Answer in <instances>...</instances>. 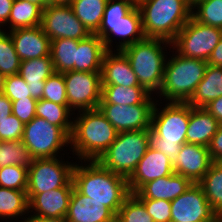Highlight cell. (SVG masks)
Wrapping results in <instances>:
<instances>
[{
	"mask_svg": "<svg viewBox=\"0 0 222 222\" xmlns=\"http://www.w3.org/2000/svg\"><path fill=\"white\" fill-rule=\"evenodd\" d=\"M84 162L87 163H84L85 166L83 163L74 164L72 171L74 187L81 194L101 202L117 215L131 194L127 179L106 169L98 161Z\"/></svg>",
	"mask_w": 222,
	"mask_h": 222,
	"instance_id": "6da1fadb",
	"label": "cell"
},
{
	"mask_svg": "<svg viewBox=\"0 0 222 222\" xmlns=\"http://www.w3.org/2000/svg\"><path fill=\"white\" fill-rule=\"evenodd\" d=\"M72 118L73 129L70 136L72 152L83 161H97L115 141L118 131L99 109L81 110ZM83 160V161H82Z\"/></svg>",
	"mask_w": 222,
	"mask_h": 222,
	"instance_id": "7a4b0ae2",
	"label": "cell"
},
{
	"mask_svg": "<svg viewBox=\"0 0 222 222\" xmlns=\"http://www.w3.org/2000/svg\"><path fill=\"white\" fill-rule=\"evenodd\" d=\"M152 112L150 147L163 152L171 164L186 143V132L190 117L187 102H168L163 109L157 108V100Z\"/></svg>",
	"mask_w": 222,
	"mask_h": 222,
	"instance_id": "3957f363",
	"label": "cell"
},
{
	"mask_svg": "<svg viewBox=\"0 0 222 222\" xmlns=\"http://www.w3.org/2000/svg\"><path fill=\"white\" fill-rule=\"evenodd\" d=\"M137 7L147 38L172 42L192 17V5L188 0H143Z\"/></svg>",
	"mask_w": 222,
	"mask_h": 222,
	"instance_id": "277c9868",
	"label": "cell"
},
{
	"mask_svg": "<svg viewBox=\"0 0 222 222\" xmlns=\"http://www.w3.org/2000/svg\"><path fill=\"white\" fill-rule=\"evenodd\" d=\"M104 43L106 50H112L113 35L121 37L116 51L145 38L140 11L128 0H108L99 29L94 33ZM123 40V42H122Z\"/></svg>",
	"mask_w": 222,
	"mask_h": 222,
	"instance_id": "5b68a950",
	"label": "cell"
},
{
	"mask_svg": "<svg viewBox=\"0 0 222 222\" xmlns=\"http://www.w3.org/2000/svg\"><path fill=\"white\" fill-rule=\"evenodd\" d=\"M163 45L172 46L164 39L145 37L121 50L128 58L140 86L152 94L157 91L158 94L163 84L167 61L163 51L166 46Z\"/></svg>",
	"mask_w": 222,
	"mask_h": 222,
	"instance_id": "8992f818",
	"label": "cell"
},
{
	"mask_svg": "<svg viewBox=\"0 0 222 222\" xmlns=\"http://www.w3.org/2000/svg\"><path fill=\"white\" fill-rule=\"evenodd\" d=\"M176 54L166 61L159 96L169 102H188L203 79L208 63Z\"/></svg>",
	"mask_w": 222,
	"mask_h": 222,
	"instance_id": "52a82bcc",
	"label": "cell"
},
{
	"mask_svg": "<svg viewBox=\"0 0 222 222\" xmlns=\"http://www.w3.org/2000/svg\"><path fill=\"white\" fill-rule=\"evenodd\" d=\"M149 129L119 132L97 160L103 167L128 179L150 146Z\"/></svg>",
	"mask_w": 222,
	"mask_h": 222,
	"instance_id": "ba28073f",
	"label": "cell"
},
{
	"mask_svg": "<svg viewBox=\"0 0 222 222\" xmlns=\"http://www.w3.org/2000/svg\"><path fill=\"white\" fill-rule=\"evenodd\" d=\"M222 38V29L202 24L193 17L171 42L173 50L187 58L207 61Z\"/></svg>",
	"mask_w": 222,
	"mask_h": 222,
	"instance_id": "9c48e42d",
	"label": "cell"
},
{
	"mask_svg": "<svg viewBox=\"0 0 222 222\" xmlns=\"http://www.w3.org/2000/svg\"><path fill=\"white\" fill-rule=\"evenodd\" d=\"M21 141L34 159H43L58 157L59 150H63L64 145L69 146L70 137L60 127L35 116L24 124Z\"/></svg>",
	"mask_w": 222,
	"mask_h": 222,
	"instance_id": "30bf717a",
	"label": "cell"
},
{
	"mask_svg": "<svg viewBox=\"0 0 222 222\" xmlns=\"http://www.w3.org/2000/svg\"><path fill=\"white\" fill-rule=\"evenodd\" d=\"M75 163L62 158L34 159L28 167L26 193H42L64 187L72 179Z\"/></svg>",
	"mask_w": 222,
	"mask_h": 222,
	"instance_id": "8fae6325",
	"label": "cell"
},
{
	"mask_svg": "<svg viewBox=\"0 0 222 222\" xmlns=\"http://www.w3.org/2000/svg\"><path fill=\"white\" fill-rule=\"evenodd\" d=\"M68 107L72 111L98 109L101 101V73L67 71L63 73Z\"/></svg>",
	"mask_w": 222,
	"mask_h": 222,
	"instance_id": "7c38bea8",
	"label": "cell"
},
{
	"mask_svg": "<svg viewBox=\"0 0 222 222\" xmlns=\"http://www.w3.org/2000/svg\"><path fill=\"white\" fill-rule=\"evenodd\" d=\"M41 26L51 41L59 38L83 40L91 35L70 5L50 4L43 9Z\"/></svg>",
	"mask_w": 222,
	"mask_h": 222,
	"instance_id": "4fadbf2b",
	"label": "cell"
},
{
	"mask_svg": "<svg viewBox=\"0 0 222 222\" xmlns=\"http://www.w3.org/2000/svg\"><path fill=\"white\" fill-rule=\"evenodd\" d=\"M202 188L192 186L171 201V222H219Z\"/></svg>",
	"mask_w": 222,
	"mask_h": 222,
	"instance_id": "5bb4252c",
	"label": "cell"
},
{
	"mask_svg": "<svg viewBox=\"0 0 222 222\" xmlns=\"http://www.w3.org/2000/svg\"><path fill=\"white\" fill-rule=\"evenodd\" d=\"M155 104H99L98 109L118 132L151 128Z\"/></svg>",
	"mask_w": 222,
	"mask_h": 222,
	"instance_id": "9a60e30c",
	"label": "cell"
},
{
	"mask_svg": "<svg viewBox=\"0 0 222 222\" xmlns=\"http://www.w3.org/2000/svg\"><path fill=\"white\" fill-rule=\"evenodd\" d=\"M73 188L74 183L71 179L62 188L42 193H27L29 200V213L30 209L31 212L35 211L34 214L30 216L65 218Z\"/></svg>",
	"mask_w": 222,
	"mask_h": 222,
	"instance_id": "2e32d148",
	"label": "cell"
},
{
	"mask_svg": "<svg viewBox=\"0 0 222 222\" xmlns=\"http://www.w3.org/2000/svg\"><path fill=\"white\" fill-rule=\"evenodd\" d=\"M174 173L173 164L163 152L148 147L145 155L127 179L131 193L137 192L144 184Z\"/></svg>",
	"mask_w": 222,
	"mask_h": 222,
	"instance_id": "e0dca14e",
	"label": "cell"
},
{
	"mask_svg": "<svg viewBox=\"0 0 222 222\" xmlns=\"http://www.w3.org/2000/svg\"><path fill=\"white\" fill-rule=\"evenodd\" d=\"M213 159L206 146L184 143L173 164L174 173L198 183L207 173Z\"/></svg>",
	"mask_w": 222,
	"mask_h": 222,
	"instance_id": "ac0fdd59",
	"label": "cell"
},
{
	"mask_svg": "<svg viewBox=\"0 0 222 222\" xmlns=\"http://www.w3.org/2000/svg\"><path fill=\"white\" fill-rule=\"evenodd\" d=\"M15 51L21 61L50 55L51 39L41 25L9 31Z\"/></svg>",
	"mask_w": 222,
	"mask_h": 222,
	"instance_id": "d6986e66",
	"label": "cell"
},
{
	"mask_svg": "<svg viewBox=\"0 0 222 222\" xmlns=\"http://www.w3.org/2000/svg\"><path fill=\"white\" fill-rule=\"evenodd\" d=\"M65 220L67 222H115L116 215L101 202L81 194L74 187Z\"/></svg>",
	"mask_w": 222,
	"mask_h": 222,
	"instance_id": "ffe728a7",
	"label": "cell"
},
{
	"mask_svg": "<svg viewBox=\"0 0 222 222\" xmlns=\"http://www.w3.org/2000/svg\"><path fill=\"white\" fill-rule=\"evenodd\" d=\"M107 50L101 67V85L142 87L126 55L121 51Z\"/></svg>",
	"mask_w": 222,
	"mask_h": 222,
	"instance_id": "44dd1931",
	"label": "cell"
},
{
	"mask_svg": "<svg viewBox=\"0 0 222 222\" xmlns=\"http://www.w3.org/2000/svg\"><path fill=\"white\" fill-rule=\"evenodd\" d=\"M193 182L182 175L173 173L144 184L133 193L138 199L169 200L176 199L192 186Z\"/></svg>",
	"mask_w": 222,
	"mask_h": 222,
	"instance_id": "7402d4cb",
	"label": "cell"
},
{
	"mask_svg": "<svg viewBox=\"0 0 222 222\" xmlns=\"http://www.w3.org/2000/svg\"><path fill=\"white\" fill-rule=\"evenodd\" d=\"M55 72L51 56L21 61L19 75L27 83L31 97L42 99L44 84Z\"/></svg>",
	"mask_w": 222,
	"mask_h": 222,
	"instance_id": "603a6c76",
	"label": "cell"
},
{
	"mask_svg": "<svg viewBox=\"0 0 222 222\" xmlns=\"http://www.w3.org/2000/svg\"><path fill=\"white\" fill-rule=\"evenodd\" d=\"M219 127L220 123L207 110L190 105L186 143L208 147Z\"/></svg>",
	"mask_w": 222,
	"mask_h": 222,
	"instance_id": "cb8c5ba5",
	"label": "cell"
},
{
	"mask_svg": "<svg viewBox=\"0 0 222 222\" xmlns=\"http://www.w3.org/2000/svg\"><path fill=\"white\" fill-rule=\"evenodd\" d=\"M106 51L103 40L96 34L78 40L75 71L101 73L102 60Z\"/></svg>",
	"mask_w": 222,
	"mask_h": 222,
	"instance_id": "d4e9b609",
	"label": "cell"
},
{
	"mask_svg": "<svg viewBox=\"0 0 222 222\" xmlns=\"http://www.w3.org/2000/svg\"><path fill=\"white\" fill-rule=\"evenodd\" d=\"M222 96V67L207 65L203 79L187 102L194 108H204Z\"/></svg>",
	"mask_w": 222,
	"mask_h": 222,
	"instance_id": "484cf974",
	"label": "cell"
},
{
	"mask_svg": "<svg viewBox=\"0 0 222 222\" xmlns=\"http://www.w3.org/2000/svg\"><path fill=\"white\" fill-rule=\"evenodd\" d=\"M144 87H124L119 85H102L101 101L99 104H155Z\"/></svg>",
	"mask_w": 222,
	"mask_h": 222,
	"instance_id": "4316f807",
	"label": "cell"
},
{
	"mask_svg": "<svg viewBox=\"0 0 222 222\" xmlns=\"http://www.w3.org/2000/svg\"><path fill=\"white\" fill-rule=\"evenodd\" d=\"M43 9L27 0H14L8 19L9 31L41 25Z\"/></svg>",
	"mask_w": 222,
	"mask_h": 222,
	"instance_id": "83f0119b",
	"label": "cell"
},
{
	"mask_svg": "<svg viewBox=\"0 0 222 222\" xmlns=\"http://www.w3.org/2000/svg\"><path fill=\"white\" fill-rule=\"evenodd\" d=\"M70 112L73 113L68 105H60L45 99H39L36 103V116L60 127L69 137L73 129V121L70 119L73 114Z\"/></svg>",
	"mask_w": 222,
	"mask_h": 222,
	"instance_id": "f1b7e54d",
	"label": "cell"
},
{
	"mask_svg": "<svg viewBox=\"0 0 222 222\" xmlns=\"http://www.w3.org/2000/svg\"><path fill=\"white\" fill-rule=\"evenodd\" d=\"M108 0H74L70 6L86 29L94 34L100 27Z\"/></svg>",
	"mask_w": 222,
	"mask_h": 222,
	"instance_id": "f546056e",
	"label": "cell"
},
{
	"mask_svg": "<svg viewBox=\"0 0 222 222\" xmlns=\"http://www.w3.org/2000/svg\"><path fill=\"white\" fill-rule=\"evenodd\" d=\"M78 40L59 38L51 41L50 56L55 72L75 71Z\"/></svg>",
	"mask_w": 222,
	"mask_h": 222,
	"instance_id": "4dcf8cb0",
	"label": "cell"
},
{
	"mask_svg": "<svg viewBox=\"0 0 222 222\" xmlns=\"http://www.w3.org/2000/svg\"><path fill=\"white\" fill-rule=\"evenodd\" d=\"M197 184L202 188L213 211L222 219V166L213 162Z\"/></svg>",
	"mask_w": 222,
	"mask_h": 222,
	"instance_id": "1f68e13d",
	"label": "cell"
},
{
	"mask_svg": "<svg viewBox=\"0 0 222 222\" xmlns=\"http://www.w3.org/2000/svg\"><path fill=\"white\" fill-rule=\"evenodd\" d=\"M29 213L26 191L0 187V218L16 219Z\"/></svg>",
	"mask_w": 222,
	"mask_h": 222,
	"instance_id": "d6a6232c",
	"label": "cell"
},
{
	"mask_svg": "<svg viewBox=\"0 0 222 222\" xmlns=\"http://www.w3.org/2000/svg\"><path fill=\"white\" fill-rule=\"evenodd\" d=\"M33 160L30 151L21 140L0 142V169L10 165L29 167Z\"/></svg>",
	"mask_w": 222,
	"mask_h": 222,
	"instance_id": "836d02e7",
	"label": "cell"
},
{
	"mask_svg": "<svg viewBox=\"0 0 222 222\" xmlns=\"http://www.w3.org/2000/svg\"><path fill=\"white\" fill-rule=\"evenodd\" d=\"M192 17L202 24L222 29V0L197 1L192 6Z\"/></svg>",
	"mask_w": 222,
	"mask_h": 222,
	"instance_id": "e575fe53",
	"label": "cell"
},
{
	"mask_svg": "<svg viewBox=\"0 0 222 222\" xmlns=\"http://www.w3.org/2000/svg\"><path fill=\"white\" fill-rule=\"evenodd\" d=\"M20 63L10 33L0 29V73L5 77L19 74Z\"/></svg>",
	"mask_w": 222,
	"mask_h": 222,
	"instance_id": "d590c367",
	"label": "cell"
},
{
	"mask_svg": "<svg viewBox=\"0 0 222 222\" xmlns=\"http://www.w3.org/2000/svg\"><path fill=\"white\" fill-rule=\"evenodd\" d=\"M116 222H154L144 204L131 193L116 215Z\"/></svg>",
	"mask_w": 222,
	"mask_h": 222,
	"instance_id": "8d00e7d4",
	"label": "cell"
},
{
	"mask_svg": "<svg viewBox=\"0 0 222 222\" xmlns=\"http://www.w3.org/2000/svg\"><path fill=\"white\" fill-rule=\"evenodd\" d=\"M28 167L10 165L0 169V187L27 191Z\"/></svg>",
	"mask_w": 222,
	"mask_h": 222,
	"instance_id": "74e56055",
	"label": "cell"
},
{
	"mask_svg": "<svg viewBox=\"0 0 222 222\" xmlns=\"http://www.w3.org/2000/svg\"><path fill=\"white\" fill-rule=\"evenodd\" d=\"M42 99L60 105H68L63 73L54 72L44 84Z\"/></svg>",
	"mask_w": 222,
	"mask_h": 222,
	"instance_id": "f35d334b",
	"label": "cell"
},
{
	"mask_svg": "<svg viewBox=\"0 0 222 222\" xmlns=\"http://www.w3.org/2000/svg\"><path fill=\"white\" fill-rule=\"evenodd\" d=\"M3 94L6 95L11 101L35 99L31 97L30 89L27 83L19 74L5 77Z\"/></svg>",
	"mask_w": 222,
	"mask_h": 222,
	"instance_id": "ab89813d",
	"label": "cell"
},
{
	"mask_svg": "<svg viewBox=\"0 0 222 222\" xmlns=\"http://www.w3.org/2000/svg\"><path fill=\"white\" fill-rule=\"evenodd\" d=\"M154 222H171V201L139 199Z\"/></svg>",
	"mask_w": 222,
	"mask_h": 222,
	"instance_id": "60d3db41",
	"label": "cell"
},
{
	"mask_svg": "<svg viewBox=\"0 0 222 222\" xmlns=\"http://www.w3.org/2000/svg\"><path fill=\"white\" fill-rule=\"evenodd\" d=\"M24 124L11 114L0 122V141H20L23 136Z\"/></svg>",
	"mask_w": 222,
	"mask_h": 222,
	"instance_id": "b9f144b4",
	"label": "cell"
},
{
	"mask_svg": "<svg viewBox=\"0 0 222 222\" xmlns=\"http://www.w3.org/2000/svg\"><path fill=\"white\" fill-rule=\"evenodd\" d=\"M37 99H21L12 101V114L23 124L29 123L36 116Z\"/></svg>",
	"mask_w": 222,
	"mask_h": 222,
	"instance_id": "7bdbcfd3",
	"label": "cell"
},
{
	"mask_svg": "<svg viewBox=\"0 0 222 222\" xmlns=\"http://www.w3.org/2000/svg\"><path fill=\"white\" fill-rule=\"evenodd\" d=\"M209 153L215 161L222 154V129L219 127L208 145Z\"/></svg>",
	"mask_w": 222,
	"mask_h": 222,
	"instance_id": "ee69618b",
	"label": "cell"
},
{
	"mask_svg": "<svg viewBox=\"0 0 222 222\" xmlns=\"http://www.w3.org/2000/svg\"><path fill=\"white\" fill-rule=\"evenodd\" d=\"M219 123L222 122V96L211 101L204 107Z\"/></svg>",
	"mask_w": 222,
	"mask_h": 222,
	"instance_id": "f6af8a7d",
	"label": "cell"
},
{
	"mask_svg": "<svg viewBox=\"0 0 222 222\" xmlns=\"http://www.w3.org/2000/svg\"><path fill=\"white\" fill-rule=\"evenodd\" d=\"M12 101L3 93L0 94V122L12 114Z\"/></svg>",
	"mask_w": 222,
	"mask_h": 222,
	"instance_id": "bcb514c9",
	"label": "cell"
},
{
	"mask_svg": "<svg viewBox=\"0 0 222 222\" xmlns=\"http://www.w3.org/2000/svg\"><path fill=\"white\" fill-rule=\"evenodd\" d=\"M13 1L14 0H0V27L6 26L8 23Z\"/></svg>",
	"mask_w": 222,
	"mask_h": 222,
	"instance_id": "7dc6e473",
	"label": "cell"
},
{
	"mask_svg": "<svg viewBox=\"0 0 222 222\" xmlns=\"http://www.w3.org/2000/svg\"><path fill=\"white\" fill-rule=\"evenodd\" d=\"M207 63L212 66L222 67V38L213 49Z\"/></svg>",
	"mask_w": 222,
	"mask_h": 222,
	"instance_id": "c3c4849f",
	"label": "cell"
},
{
	"mask_svg": "<svg viewBox=\"0 0 222 222\" xmlns=\"http://www.w3.org/2000/svg\"><path fill=\"white\" fill-rule=\"evenodd\" d=\"M22 220L21 222H67L65 218H45L38 216H29L27 219Z\"/></svg>",
	"mask_w": 222,
	"mask_h": 222,
	"instance_id": "681fc988",
	"label": "cell"
},
{
	"mask_svg": "<svg viewBox=\"0 0 222 222\" xmlns=\"http://www.w3.org/2000/svg\"><path fill=\"white\" fill-rule=\"evenodd\" d=\"M27 1L37 4L42 9H45L50 5V0H27Z\"/></svg>",
	"mask_w": 222,
	"mask_h": 222,
	"instance_id": "f907efd6",
	"label": "cell"
},
{
	"mask_svg": "<svg viewBox=\"0 0 222 222\" xmlns=\"http://www.w3.org/2000/svg\"><path fill=\"white\" fill-rule=\"evenodd\" d=\"M74 0H50L53 5H70Z\"/></svg>",
	"mask_w": 222,
	"mask_h": 222,
	"instance_id": "816d5d0a",
	"label": "cell"
},
{
	"mask_svg": "<svg viewBox=\"0 0 222 222\" xmlns=\"http://www.w3.org/2000/svg\"><path fill=\"white\" fill-rule=\"evenodd\" d=\"M4 82H5V76L2 73H0V94L3 93Z\"/></svg>",
	"mask_w": 222,
	"mask_h": 222,
	"instance_id": "f5cc1de1",
	"label": "cell"
},
{
	"mask_svg": "<svg viewBox=\"0 0 222 222\" xmlns=\"http://www.w3.org/2000/svg\"><path fill=\"white\" fill-rule=\"evenodd\" d=\"M131 2L134 6H138L143 0H128Z\"/></svg>",
	"mask_w": 222,
	"mask_h": 222,
	"instance_id": "db71d44e",
	"label": "cell"
},
{
	"mask_svg": "<svg viewBox=\"0 0 222 222\" xmlns=\"http://www.w3.org/2000/svg\"><path fill=\"white\" fill-rule=\"evenodd\" d=\"M214 162L222 166V154Z\"/></svg>",
	"mask_w": 222,
	"mask_h": 222,
	"instance_id": "11a10c76",
	"label": "cell"
},
{
	"mask_svg": "<svg viewBox=\"0 0 222 222\" xmlns=\"http://www.w3.org/2000/svg\"><path fill=\"white\" fill-rule=\"evenodd\" d=\"M199 0H188V2L193 6Z\"/></svg>",
	"mask_w": 222,
	"mask_h": 222,
	"instance_id": "9f6ffc18",
	"label": "cell"
}]
</instances>
